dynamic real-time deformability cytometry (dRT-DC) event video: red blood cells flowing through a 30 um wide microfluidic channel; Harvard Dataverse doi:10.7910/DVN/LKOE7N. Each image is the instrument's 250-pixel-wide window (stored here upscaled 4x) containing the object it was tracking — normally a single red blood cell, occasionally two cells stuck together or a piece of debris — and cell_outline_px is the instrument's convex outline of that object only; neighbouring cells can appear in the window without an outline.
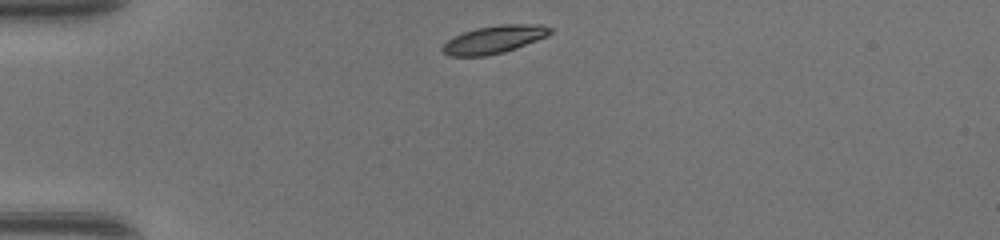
{"species": "common noctule bat (a hibernating species)", "species_latin": "Nyctalus noctula", "temperature_condition": "warm", "stored_images_in_passage": 37, "camera_frame_rate_fps": 3000, "um_per_image_px": 0.085, "animal": {"sex": "female", "body_mass_g": 17.0, "forearm_length_mm": 48.0}, "frame": {"image": 1, "passage_image": 1, "time_ms": 0.0, "image_size_px": [1000, 240], "cell_outline_px": [[552, 32], [548, 36], [516, 48], [504, 52], [484, 56], [452, 56], [444, 52], [440, 48], [448, 40], [464, 32], [476, 28], [500, 24], [540, 24], [552, 28]], "centroid_in_image_um": [42.04, 3.35], "position_along_channel_um": 43.0, "area_um2": 17.34}}
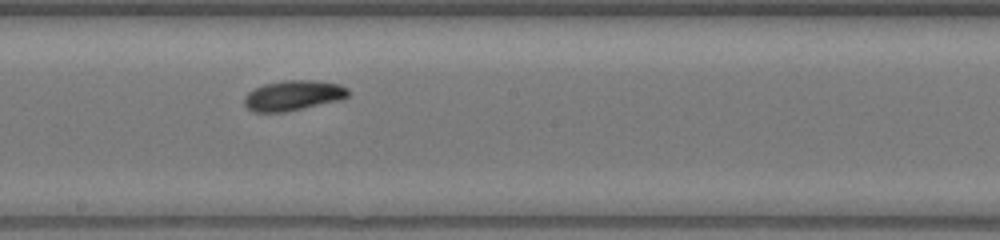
{"frame": {"image": 2, "passage_image": 16, "time_ms": 5.0, "image_size_px": [1000, 240], "cell_outline_px": [[348, 96], [340, 100], [284, 112], [252, 112], [244, 104], [244, 96], [248, 92], [264, 84], [284, 80], [312, 80], [340, 84], [348, 88]], "centroid_in_image_um": [24.91, 8.11], "position_along_channel_um": 223.3, "area_um2": 18.21}}
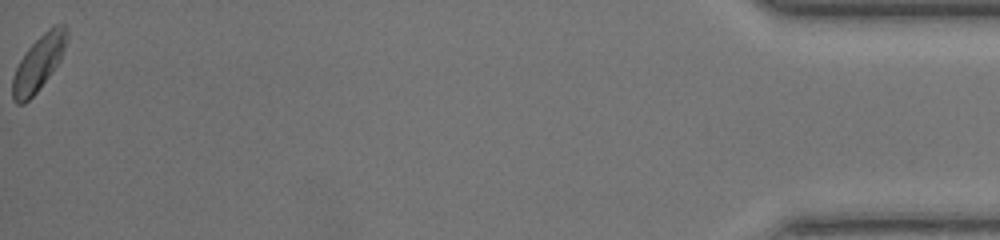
{"frame": {"image": 3, "passage_image": 37, "time_ms": 12.0, "image_size_px": [1000, 240], "cell_outline_px": [[68, 40], [60, 60], [36, 92], [24, 104], [16, 104], [12, 100], [12, 76], [20, 60], [28, 48], [52, 24], [64, 24], [68, 32]], "centroid_in_image_um": [3.28, 5.34], "position_along_channel_um": 431.9, "area_um2": 17.34}, "authors_computed_cell_mechanics": {"area_um2": 17.34, "velocity_mm_per_s": 4.343, "shape_relaxation_time_tau1_ms": 1.8903, "shape_relaxation_time_tau2_ms": null, "deformation_change_tau1": 0.1181, "deformation_change_tau2": null}}